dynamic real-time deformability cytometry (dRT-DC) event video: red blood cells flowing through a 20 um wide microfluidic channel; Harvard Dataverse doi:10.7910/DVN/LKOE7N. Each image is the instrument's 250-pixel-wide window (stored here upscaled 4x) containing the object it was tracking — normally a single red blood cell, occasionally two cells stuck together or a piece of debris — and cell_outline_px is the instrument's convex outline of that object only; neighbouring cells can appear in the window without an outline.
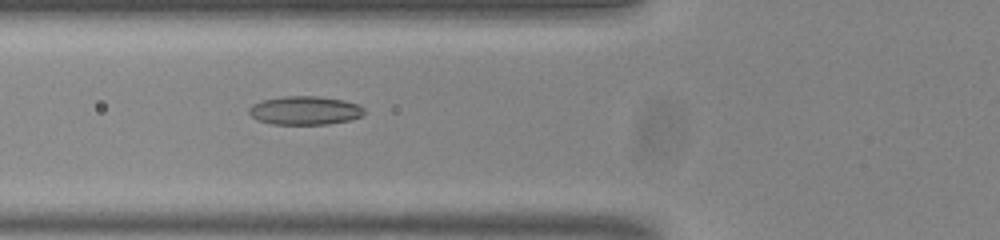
{"species": "common noctule bat (a hibernating species)", "species_latin": "Nyctalus noctula", "temperature_condition": "room temperature", "stored_images_in_passage": 41, "camera_frame_rate_fps": 3000, "um_per_image_px": 0.085, "animal": {"sex": "male", "body_mass_g": 20.0, "forearm_length_mm": 53.3}, "frame": {"image": 1, "passage_image": 8, "time_ms": 2.333, "image_size_px": [1000, 240], "cell_outline_px": [[364, 112], [360, 116], [348, 120], [328, 124], [272, 124], [260, 120], [252, 116], [248, 112], [248, 108], [252, 104], [264, 100], [284, 96], [316, 96], [344, 100], [360, 104], [364, 108]], "centroid_in_image_um": [25.92, 9.38], "position_along_channel_um": 99.9, "area_um2": 19.07}}
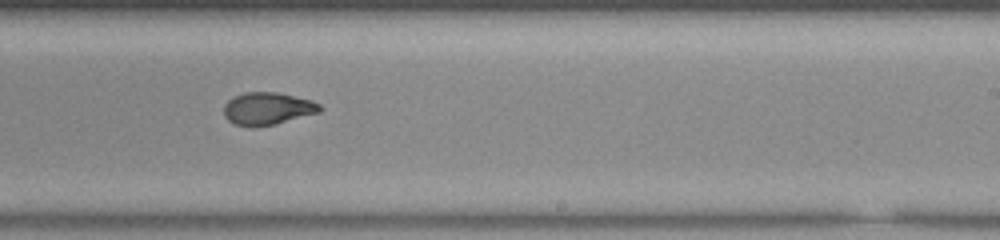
{"frame": {"image": 2, "passage_image": 21, "time_ms": 6.667, "image_size_px": [1000, 240], "cell_outline_px": [[324, 108], [320, 112], [276, 124], [252, 128], [236, 124], [228, 120], [224, 116], [224, 104], [228, 100], [244, 92], [276, 92], [312, 100], [320, 104]], "centroid_in_image_um": [22.76, 9.24], "position_along_channel_um": 266.2, "area_um2": 18.32}}
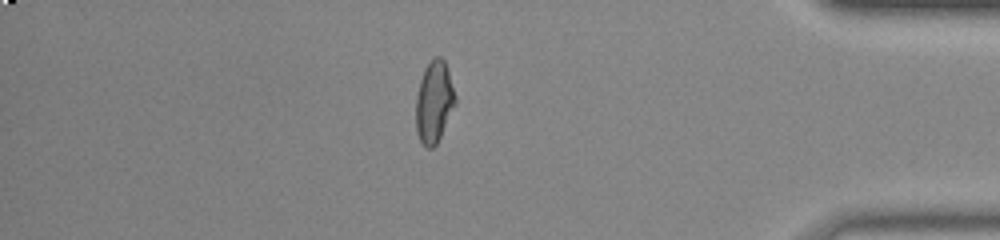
{"frame": {"image": 3, "passage_image": 34, "time_ms": 11.0, "image_size_px": [1000, 240], "cell_outline_px": [[456, 104], [436, 144], [432, 148], [428, 148], [420, 140], [416, 132], [416, 96], [420, 80], [424, 68], [436, 56], [440, 56], [444, 60], [456, 96]], "centroid_in_image_um": [36.89, 8.66], "position_along_channel_um": 398.3, "area_um2": 18.55}, "authors_computed_cell_mechanics": {"area_um2": 18.3226, "velocity_mm_per_s": 3.8401, "shape_relaxation_time_tau1_ms": null, "shape_relaxation_time_tau2_ms": 1.5062, "deformation_change_tau1": null, "deformation_change_tau2": 0.0708}}